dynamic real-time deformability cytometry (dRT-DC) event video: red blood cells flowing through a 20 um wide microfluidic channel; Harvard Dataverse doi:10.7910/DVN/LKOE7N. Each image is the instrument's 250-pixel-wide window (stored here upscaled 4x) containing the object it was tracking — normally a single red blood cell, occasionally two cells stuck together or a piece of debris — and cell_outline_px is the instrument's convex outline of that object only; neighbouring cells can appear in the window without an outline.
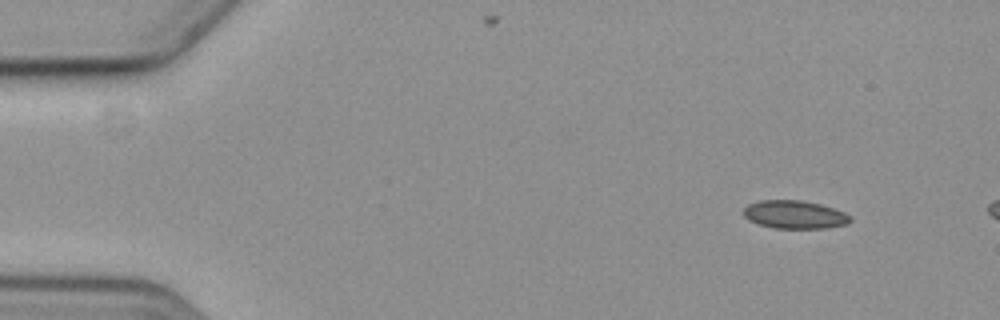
{"species": "common noctule bat (a hibernating species)", "species_latin": "Nyctalus noctula", "temperature_condition": "cold", "stored_images_in_passage": 3, "camera_frame_rate_fps": 3000, "um_per_image_px": 0.085, "animal": {"sex": "female", "body_mass_g": 19.3, "forearm_length_mm": 54.1}, "frame": {"image": 1, "passage_image": 1, "time_ms": 0.0, "image_size_px": [1000, 320], "cell_outline_px": [[852, 220], [848, 224], [824, 228], [772, 228], [748, 220], [744, 216], [744, 208], [748, 204], [760, 200], [800, 200], [820, 204], [844, 212]], "centroid_in_image_um": [67.52, 18.24], "position_along_channel_um": 17.5, "area_um2": 17.4}}